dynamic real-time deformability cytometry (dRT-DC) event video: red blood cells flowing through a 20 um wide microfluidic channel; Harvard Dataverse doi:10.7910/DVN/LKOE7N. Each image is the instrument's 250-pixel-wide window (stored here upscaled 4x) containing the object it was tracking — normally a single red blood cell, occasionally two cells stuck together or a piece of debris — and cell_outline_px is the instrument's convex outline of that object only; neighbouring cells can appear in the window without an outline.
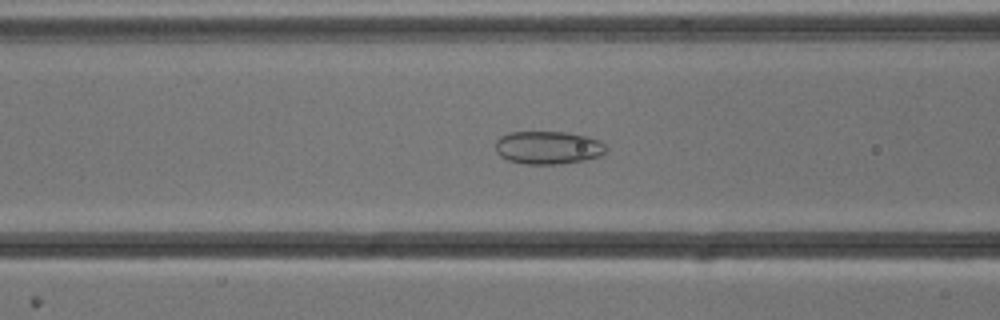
{"species": "common noctule bat (a hibernating species)", "species_latin": "Nyctalus noctula", "temperature_condition": "cold", "stored_images_in_passage": 46, "camera_frame_rate_fps": 3000, "um_per_image_px": 0.085, "animal": {"sex": "male", "body_mass_g": 13.3}, "frame": {"image": 1, "passage_image": 14, "time_ms": 4.333, "image_size_px": [1000, 320], "cell_outline_px": [[608, 148], [600, 156], [584, 160], [560, 164], [524, 164], [508, 160], [500, 156], [496, 152], [496, 140], [500, 136], [508, 132], [568, 132], [584, 136], [596, 140], [604, 144]], "centroid_in_image_um": [46.55, 12.55], "position_along_channel_um": 120.1, "area_um2": 21.27}}
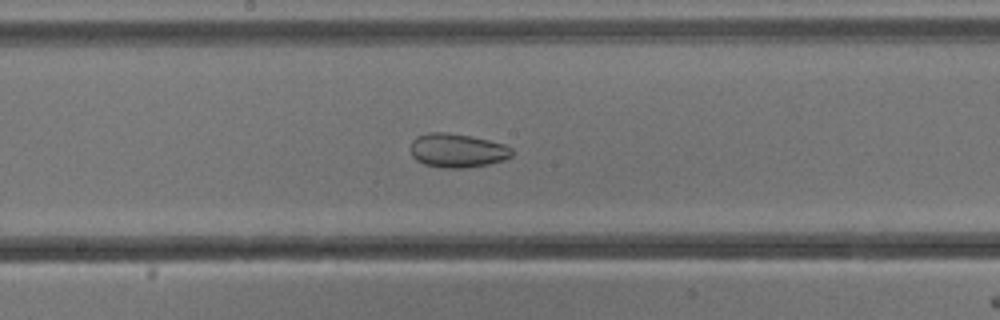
{"frame": {"image": 2, "passage_image": 21, "time_ms": 6.667, "image_size_px": [1000, 320], "cell_outline_px": [[512, 156], [504, 160], [488, 164], [464, 168], [440, 168], [424, 164], [416, 160], [412, 156], [412, 140], [416, 136], [428, 132], [448, 132], [488, 140], [504, 144], [512, 148]], "centroid_in_image_um": [38.86, 12.8], "position_along_channel_um": 209.3, "area_um2": 20.06}}
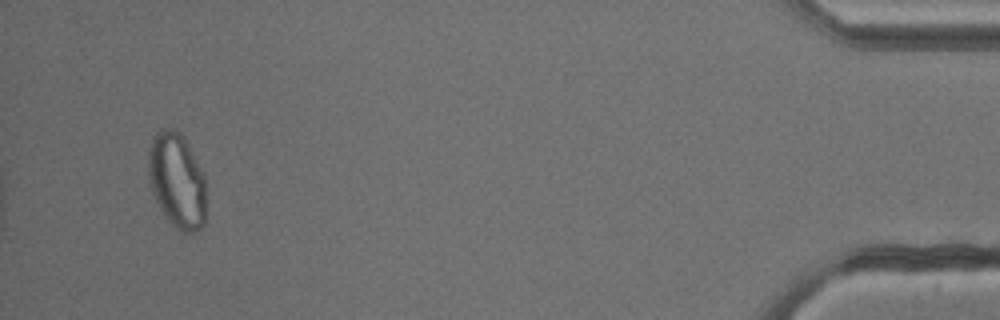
{"frame": {"image": 3, "passage_image": 44, "time_ms": 14.333, "image_size_px": [1000, 320], "cell_outline_px": [[204, 224], [200, 228], [192, 232], [180, 232], [164, 216], [152, 192], [148, 176], [148, 152], [152, 140], [156, 132], [160, 128], [176, 128], [184, 136], [204, 176]], "centroid_in_image_um": [15.01, 15.31], "position_along_channel_um": 420.2, "area_um2": 31.96}, "authors_computed_cell_mechanics": {"area_um2": 27.3394, "velocity_mm_per_s": 3.8067, "shape_relaxation_time_tau1_ms": null, "shape_relaxation_time_tau2_ms": 1.7249, "deformation_change_tau1": null, "deformation_change_tau2": 0.0654}}